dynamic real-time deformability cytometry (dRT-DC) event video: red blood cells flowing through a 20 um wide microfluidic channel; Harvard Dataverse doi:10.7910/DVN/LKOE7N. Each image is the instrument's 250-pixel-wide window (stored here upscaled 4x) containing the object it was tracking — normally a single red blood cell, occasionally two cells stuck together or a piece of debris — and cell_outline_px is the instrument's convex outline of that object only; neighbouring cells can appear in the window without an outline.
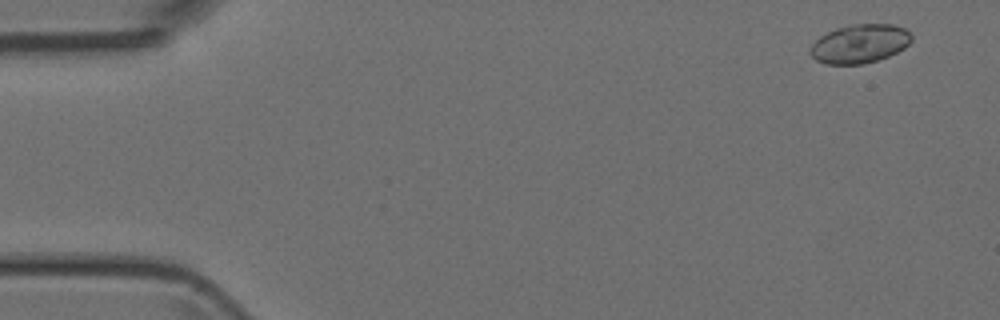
{"species": "Egyptian fruit bat (a non-hibernating species)", "species_latin": "Rousettus aegyptiacus", "temperature_condition": "room temperature", "stored_images_in_passage": 4, "camera_frame_rate_fps": 3000, "um_per_image_px": 0.085, "animal": {"sex": "female"}, "frame": {"image": 1, "passage_image": 1, "time_ms": 0.0, "image_size_px": [1000, 320], "cell_outline_px": [[912, 40], [904, 48], [888, 56], [876, 60], [860, 64], [824, 64], [816, 60], [808, 52], [808, 48], [820, 36], [836, 28], [852, 24], [892, 24], [904, 28], [912, 36]], "centroid_in_image_um": [73.04, 3.71], "position_along_channel_um": 12.0, "area_um2": 22.83}}
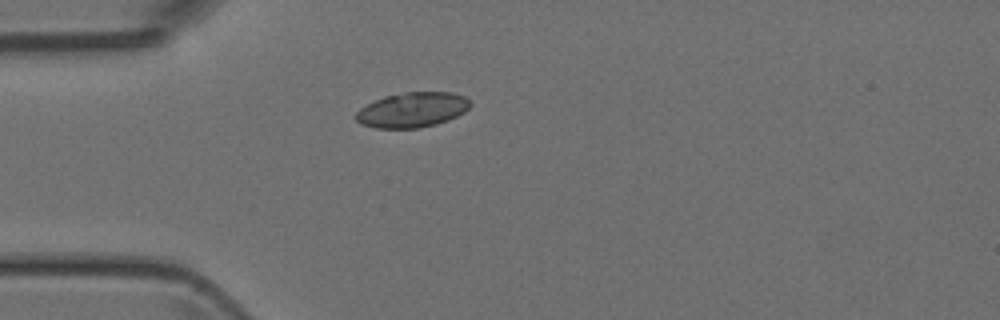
{"frame": {"image": 2, "passage_image": 4, "time_ms": 3.667, "image_size_px": [1000, 320], "cell_outline_px": [[472, 104], [464, 112], [448, 120], [436, 124], [416, 128], [376, 128], [360, 124], [352, 116], [360, 108], [384, 96], [404, 92], [452, 92], [464, 96]], "centroid_in_image_um": [35.02, 9.34], "position_along_channel_um": 50.0, "area_um2": 23.35}}